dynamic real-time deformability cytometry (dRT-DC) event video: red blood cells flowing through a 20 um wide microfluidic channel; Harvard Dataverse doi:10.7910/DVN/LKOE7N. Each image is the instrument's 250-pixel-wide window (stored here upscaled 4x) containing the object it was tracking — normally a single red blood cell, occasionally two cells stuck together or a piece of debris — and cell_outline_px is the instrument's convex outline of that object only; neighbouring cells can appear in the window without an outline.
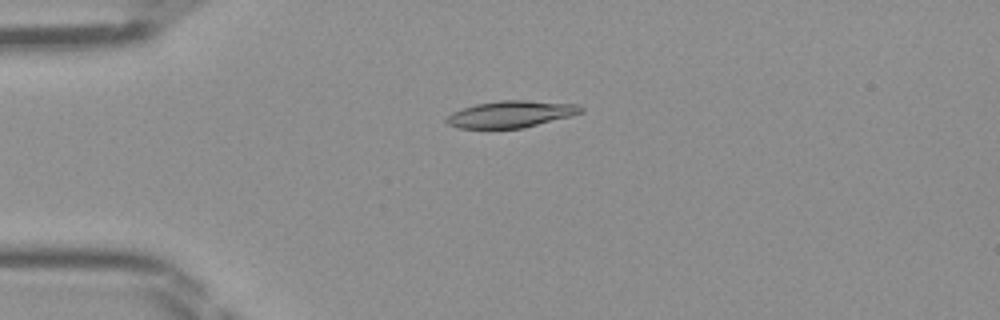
{"species": "Egyptian fruit bat (a non-hibernating species)", "species_latin": "Rousettus aegyptiacus", "temperature_condition": "room temperature", "stored_images_in_passage": 46, "camera_frame_rate_fps": 3000, "um_per_image_px": 0.085, "frame": {"image": 1, "passage_image": 11, "time_ms": 3.333, "image_size_px": [1000, 320], "cell_outline_px": [[584, 112], [572, 116], [524, 128], [460, 128], [448, 124], [444, 120], [452, 112], [476, 104], [500, 100], [524, 100], [580, 104], [584, 108]], "centroid_in_image_um": [43.49, 9.7], "position_along_channel_um": 41.5, "area_um2": 21.04}}
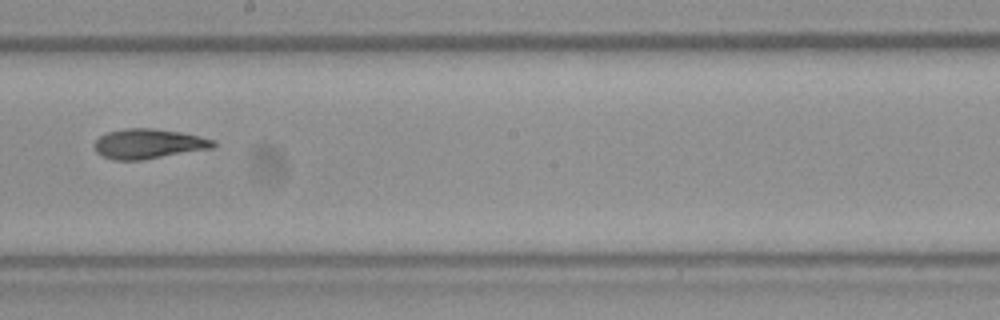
{"frame": {"image": 2, "passage_image": 26, "time_ms": 8.333, "image_size_px": [1000, 320], "cell_outline_px": [[216, 144], [212, 148], [144, 160], [112, 160], [100, 156], [96, 152], [92, 144], [100, 136], [108, 132], [124, 128], [152, 128], [180, 132], [200, 136], [216, 140]], "centroid_in_image_um": [12.59, 12.23], "position_along_channel_um": 235.6, "area_um2": 20.92}}
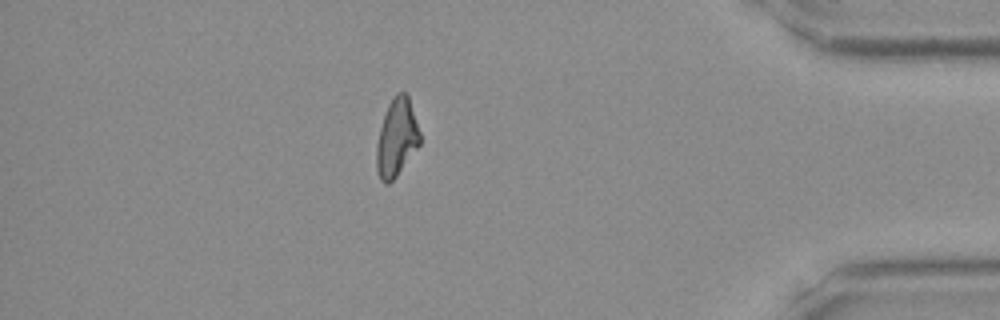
{"frame": {"image": 3, "passage_image": 40, "time_ms": 13.0, "image_size_px": [1000, 320], "cell_outline_px": [[420, 144], [396, 176], [388, 184], [384, 184], [380, 180], [376, 168], [376, 144], [380, 128], [388, 104], [396, 92], [404, 92], [408, 96], [420, 132]], "centroid_in_image_um": [33.7, 11.72], "position_along_channel_um": 401.5, "area_um2": 19.54}}